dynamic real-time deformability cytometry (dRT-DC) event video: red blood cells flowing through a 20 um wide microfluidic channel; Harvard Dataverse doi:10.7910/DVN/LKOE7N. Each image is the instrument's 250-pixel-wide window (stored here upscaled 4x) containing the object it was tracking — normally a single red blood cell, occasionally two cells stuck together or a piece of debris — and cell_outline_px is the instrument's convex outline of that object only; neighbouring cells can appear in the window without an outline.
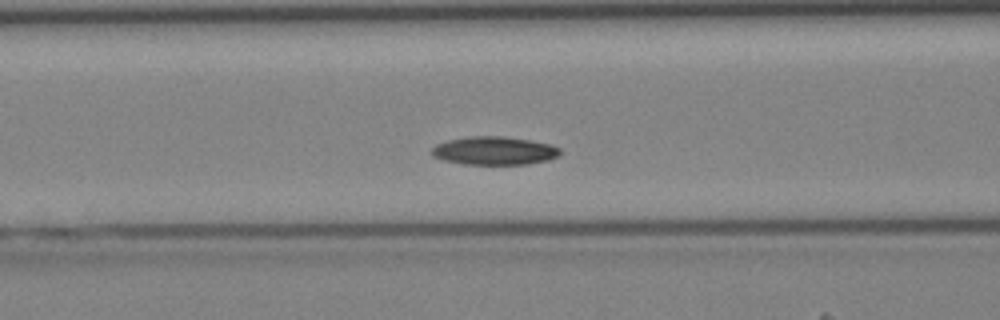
{"species": "Egyptian fruit bat (a non-hibernating species)", "species_latin": "Rousettus aegyptiacus", "temperature_condition": "cold", "stored_images_in_passage": 41, "camera_frame_rate_fps": 3000, "um_per_image_px": 0.085, "animal": {"sex": "female"}, "frame": {"image": 1, "passage_image": 16, "time_ms": 5.0, "image_size_px": [1000, 320], "cell_outline_px": [[560, 152], [556, 156], [548, 160], [528, 164], [464, 164], [444, 160], [432, 156], [432, 148], [436, 144], [448, 140], [472, 136], [500, 136], [528, 140], [552, 144], [560, 148]], "centroid_in_image_um": [42.01, 12.81], "position_along_channel_um": 124.6, "area_um2": 20.98}}
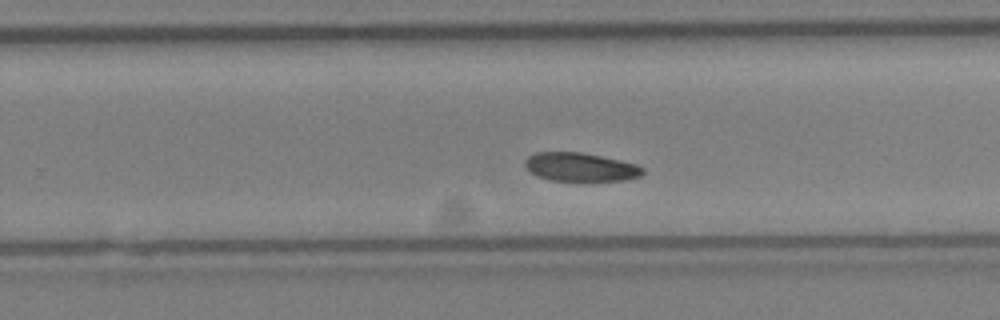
{"frame": {"image": 2, "passage_image": 26, "time_ms": 8.333, "image_size_px": [1000, 320], "cell_outline_px": [[644, 172], [640, 176], [624, 180], [552, 180], [536, 176], [524, 164], [524, 160], [528, 156], [536, 152], [580, 152], [600, 156], [636, 164], [644, 168]], "centroid_in_image_um": [49.32, 14.19], "position_along_channel_um": 280.5, "area_um2": 19.31}}
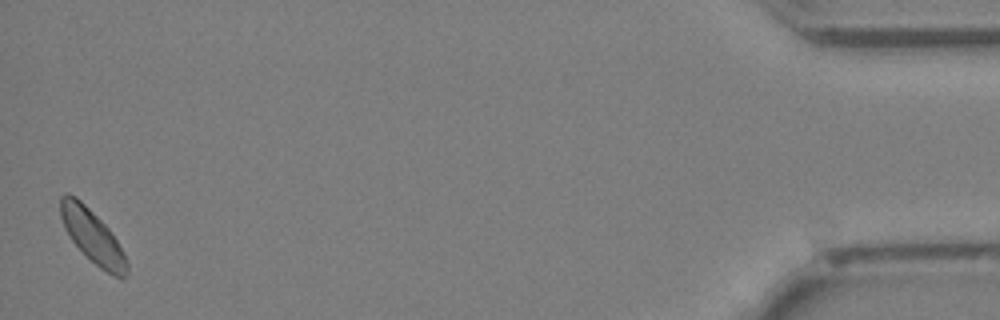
{"frame": {"image": 3, "passage_image": 41, "time_ms": 13.333, "image_size_px": [1000, 320], "cell_outline_px": [[128, 272], [124, 276], [116, 276], [100, 268], [72, 240], [64, 228], [60, 216], [60, 196], [64, 192], [68, 192], [76, 196], [108, 228], [124, 252], [128, 264]], "centroid_in_image_um": [7.83, 20.03], "position_along_channel_um": 427.4, "area_um2": 20.06}}